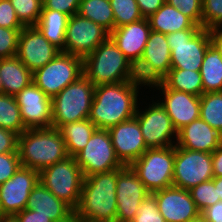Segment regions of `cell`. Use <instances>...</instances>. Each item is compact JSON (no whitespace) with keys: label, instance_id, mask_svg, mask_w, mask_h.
I'll return each mask as SVG.
<instances>
[{"label":"cell","instance_id":"cell-48","mask_svg":"<svg viewBox=\"0 0 222 222\" xmlns=\"http://www.w3.org/2000/svg\"><path fill=\"white\" fill-rule=\"evenodd\" d=\"M213 176L222 177V144L212 153Z\"/></svg>","mask_w":222,"mask_h":222},{"label":"cell","instance_id":"cell-29","mask_svg":"<svg viewBox=\"0 0 222 222\" xmlns=\"http://www.w3.org/2000/svg\"><path fill=\"white\" fill-rule=\"evenodd\" d=\"M96 129L89 119L62 125L59 131L66 144L68 155L74 157L80 152Z\"/></svg>","mask_w":222,"mask_h":222},{"label":"cell","instance_id":"cell-18","mask_svg":"<svg viewBox=\"0 0 222 222\" xmlns=\"http://www.w3.org/2000/svg\"><path fill=\"white\" fill-rule=\"evenodd\" d=\"M20 114L26 129L52 127V101L34 82L16 96Z\"/></svg>","mask_w":222,"mask_h":222},{"label":"cell","instance_id":"cell-8","mask_svg":"<svg viewBox=\"0 0 222 222\" xmlns=\"http://www.w3.org/2000/svg\"><path fill=\"white\" fill-rule=\"evenodd\" d=\"M175 145L148 148L130 166L150 193L173 186Z\"/></svg>","mask_w":222,"mask_h":222},{"label":"cell","instance_id":"cell-26","mask_svg":"<svg viewBox=\"0 0 222 222\" xmlns=\"http://www.w3.org/2000/svg\"><path fill=\"white\" fill-rule=\"evenodd\" d=\"M0 78L4 94L16 96L33 82V73L14 56L0 59Z\"/></svg>","mask_w":222,"mask_h":222},{"label":"cell","instance_id":"cell-37","mask_svg":"<svg viewBox=\"0 0 222 222\" xmlns=\"http://www.w3.org/2000/svg\"><path fill=\"white\" fill-rule=\"evenodd\" d=\"M222 26V0H202L201 27L214 30Z\"/></svg>","mask_w":222,"mask_h":222},{"label":"cell","instance_id":"cell-51","mask_svg":"<svg viewBox=\"0 0 222 222\" xmlns=\"http://www.w3.org/2000/svg\"><path fill=\"white\" fill-rule=\"evenodd\" d=\"M0 222H19V219L16 215H2Z\"/></svg>","mask_w":222,"mask_h":222},{"label":"cell","instance_id":"cell-49","mask_svg":"<svg viewBox=\"0 0 222 222\" xmlns=\"http://www.w3.org/2000/svg\"><path fill=\"white\" fill-rule=\"evenodd\" d=\"M212 43L219 49L222 55V26L212 30Z\"/></svg>","mask_w":222,"mask_h":222},{"label":"cell","instance_id":"cell-9","mask_svg":"<svg viewBox=\"0 0 222 222\" xmlns=\"http://www.w3.org/2000/svg\"><path fill=\"white\" fill-rule=\"evenodd\" d=\"M144 97H146V100L152 101L148 102L150 103L148 104L142 97V100H140L142 103H139L135 117L140 124L146 146L148 148H164L175 145L178 131L174 127L171 118L161 104L156 101L154 93L151 99H149V96L146 94ZM143 103H145V105L148 104L145 106L146 108H142Z\"/></svg>","mask_w":222,"mask_h":222},{"label":"cell","instance_id":"cell-4","mask_svg":"<svg viewBox=\"0 0 222 222\" xmlns=\"http://www.w3.org/2000/svg\"><path fill=\"white\" fill-rule=\"evenodd\" d=\"M83 74L94 86L137 80L135 67L110 36L83 58Z\"/></svg>","mask_w":222,"mask_h":222},{"label":"cell","instance_id":"cell-24","mask_svg":"<svg viewBox=\"0 0 222 222\" xmlns=\"http://www.w3.org/2000/svg\"><path fill=\"white\" fill-rule=\"evenodd\" d=\"M25 209L36 211L53 222H74V210L52 194L40 181L32 189Z\"/></svg>","mask_w":222,"mask_h":222},{"label":"cell","instance_id":"cell-14","mask_svg":"<svg viewBox=\"0 0 222 222\" xmlns=\"http://www.w3.org/2000/svg\"><path fill=\"white\" fill-rule=\"evenodd\" d=\"M109 36L110 33L101 25L79 14L72 15L66 28L64 53L84 58Z\"/></svg>","mask_w":222,"mask_h":222},{"label":"cell","instance_id":"cell-32","mask_svg":"<svg viewBox=\"0 0 222 222\" xmlns=\"http://www.w3.org/2000/svg\"><path fill=\"white\" fill-rule=\"evenodd\" d=\"M0 128L11 130L18 135L26 130L15 96L0 94Z\"/></svg>","mask_w":222,"mask_h":222},{"label":"cell","instance_id":"cell-1","mask_svg":"<svg viewBox=\"0 0 222 222\" xmlns=\"http://www.w3.org/2000/svg\"><path fill=\"white\" fill-rule=\"evenodd\" d=\"M145 86V87H144ZM144 87V88H143ZM148 87L138 79L95 86L89 120L97 129L108 130L136 115L141 95ZM142 89V92L141 90ZM141 92V93H139ZM140 95V97H139ZM139 100V102H138Z\"/></svg>","mask_w":222,"mask_h":222},{"label":"cell","instance_id":"cell-30","mask_svg":"<svg viewBox=\"0 0 222 222\" xmlns=\"http://www.w3.org/2000/svg\"><path fill=\"white\" fill-rule=\"evenodd\" d=\"M166 88L190 93L196 96L203 94L200 71L170 69L160 81Z\"/></svg>","mask_w":222,"mask_h":222},{"label":"cell","instance_id":"cell-21","mask_svg":"<svg viewBox=\"0 0 222 222\" xmlns=\"http://www.w3.org/2000/svg\"><path fill=\"white\" fill-rule=\"evenodd\" d=\"M152 194L166 222H190L201 214L189 190L171 186Z\"/></svg>","mask_w":222,"mask_h":222},{"label":"cell","instance_id":"cell-36","mask_svg":"<svg viewBox=\"0 0 222 222\" xmlns=\"http://www.w3.org/2000/svg\"><path fill=\"white\" fill-rule=\"evenodd\" d=\"M189 192L200 212L220 201L213 179L192 187Z\"/></svg>","mask_w":222,"mask_h":222},{"label":"cell","instance_id":"cell-16","mask_svg":"<svg viewBox=\"0 0 222 222\" xmlns=\"http://www.w3.org/2000/svg\"><path fill=\"white\" fill-rule=\"evenodd\" d=\"M116 222H131L142 201L150 194L131 166L119 168L116 183Z\"/></svg>","mask_w":222,"mask_h":222},{"label":"cell","instance_id":"cell-39","mask_svg":"<svg viewBox=\"0 0 222 222\" xmlns=\"http://www.w3.org/2000/svg\"><path fill=\"white\" fill-rule=\"evenodd\" d=\"M21 30L0 27V59L16 56Z\"/></svg>","mask_w":222,"mask_h":222},{"label":"cell","instance_id":"cell-33","mask_svg":"<svg viewBox=\"0 0 222 222\" xmlns=\"http://www.w3.org/2000/svg\"><path fill=\"white\" fill-rule=\"evenodd\" d=\"M200 118L222 134V91L200 96Z\"/></svg>","mask_w":222,"mask_h":222},{"label":"cell","instance_id":"cell-46","mask_svg":"<svg viewBox=\"0 0 222 222\" xmlns=\"http://www.w3.org/2000/svg\"><path fill=\"white\" fill-rule=\"evenodd\" d=\"M201 215L208 222H222V201L220 200L214 205L207 207L201 212Z\"/></svg>","mask_w":222,"mask_h":222},{"label":"cell","instance_id":"cell-7","mask_svg":"<svg viewBox=\"0 0 222 222\" xmlns=\"http://www.w3.org/2000/svg\"><path fill=\"white\" fill-rule=\"evenodd\" d=\"M83 180V172L72 156L39 172V181L73 210L79 204Z\"/></svg>","mask_w":222,"mask_h":222},{"label":"cell","instance_id":"cell-19","mask_svg":"<svg viewBox=\"0 0 222 222\" xmlns=\"http://www.w3.org/2000/svg\"><path fill=\"white\" fill-rule=\"evenodd\" d=\"M60 52L36 26H25L21 30L16 57L32 73L49 63Z\"/></svg>","mask_w":222,"mask_h":222},{"label":"cell","instance_id":"cell-10","mask_svg":"<svg viewBox=\"0 0 222 222\" xmlns=\"http://www.w3.org/2000/svg\"><path fill=\"white\" fill-rule=\"evenodd\" d=\"M83 75V58L60 52L33 72V82L50 98Z\"/></svg>","mask_w":222,"mask_h":222},{"label":"cell","instance_id":"cell-3","mask_svg":"<svg viewBox=\"0 0 222 222\" xmlns=\"http://www.w3.org/2000/svg\"><path fill=\"white\" fill-rule=\"evenodd\" d=\"M17 151L21 166L38 172L69 156L59 129L53 127L26 129L18 135Z\"/></svg>","mask_w":222,"mask_h":222},{"label":"cell","instance_id":"cell-45","mask_svg":"<svg viewBox=\"0 0 222 222\" xmlns=\"http://www.w3.org/2000/svg\"><path fill=\"white\" fill-rule=\"evenodd\" d=\"M143 18H148L154 14L166 0H136Z\"/></svg>","mask_w":222,"mask_h":222},{"label":"cell","instance_id":"cell-40","mask_svg":"<svg viewBox=\"0 0 222 222\" xmlns=\"http://www.w3.org/2000/svg\"><path fill=\"white\" fill-rule=\"evenodd\" d=\"M166 3L179 9L196 25L201 27L202 0H166Z\"/></svg>","mask_w":222,"mask_h":222},{"label":"cell","instance_id":"cell-22","mask_svg":"<svg viewBox=\"0 0 222 222\" xmlns=\"http://www.w3.org/2000/svg\"><path fill=\"white\" fill-rule=\"evenodd\" d=\"M151 28L147 18L115 28L110 37L135 67L144 52Z\"/></svg>","mask_w":222,"mask_h":222},{"label":"cell","instance_id":"cell-20","mask_svg":"<svg viewBox=\"0 0 222 222\" xmlns=\"http://www.w3.org/2000/svg\"><path fill=\"white\" fill-rule=\"evenodd\" d=\"M108 132L116 156L124 166H130L148 149L135 116L109 128Z\"/></svg>","mask_w":222,"mask_h":222},{"label":"cell","instance_id":"cell-54","mask_svg":"<svg viewBox=\"0 0 222 222\" xmlns=\"http://www.w3.org/2000/svg\"><path fill=\"white\" fill-rule=\"evenodd\" d=\"M3 215V212H2V210H1V207H0V217Z\"/></svg>","mask_w":222,"mask_h":222},{"label":"cell","instance_id":"cell-47","mask_svg":"<svg viewBox=\"0 0 222 222\" xmlns=\"http://www.w3.org/2000/svg\"><path fill=\"white\" fill-rule=\"evenodd\" d=\"M17 218L19 219V222H53L52 219L37 215L36 211L24 209L16 214Z\"/></svg>","mask_w":222,"mask_h":222},{"label":"cell","instance_id":"cell-53","mask_svg":"<svg viewBox=\"0 0 222 222\" xmlns=\"http://www.w3.org/2000/svg\"><path fill=\"white\" fill-rule=\"evenodd\" d=\"M0 94H4V88H3L1 78H0Z\"/></svg>","mask_w":222,"mask_h":222},{"label":"cell","instance_id":"cell-41","mask_svg":"<svg viewBox=\"0 0 222 222\" xmlns=\"http://www.w3.org/2000/svg\"><path fill=\"white\" fill-rule=\"evenodd\" d=\"M20 166L18 153L0 154V185L9 180Z\"/></svg>","mask_w":222,"mask_h":222},{"label":"cell","instance_id":"cell-12","mask_svg":"<svg viewBox=\"0 0 222 222\" xmlns=\"http://www.w3.org/2000/svg\"><path fill=\"white\" fill-rule=\"evenodd\" d=\"M213 177L212 153L188 150L175 145L173 186L190 190Z\"/></svg>","mask_w":222,"mask_h":222},{"label":"cell","instance_id":"cell-17","mask_svg":"<svg viewBox=\"0 0 222 222\" xmlns=\"http://www.w3.org/2000/svg\"><path fill=\"white\" fill-rule=\"evenodd\" d=\"M38 182V171L20 166L9 180L0 185V207L3 215H16L24 210L29 195Z\"/></svg>","mask_w":222,"mask_h":222},{"label":"cell","instance_id":"cell-35","mask_svg":"<svg viewBox=\"0 0 222 222\" xmlns=\"http://www.w3.org/2000/svg\"><path fill=\"white\" fill-rule=\"evenodd\" d=\"M17 18L24 26H35L41 16L43 0H10Z\"/></svg>","mask_w":222,"mask_h":222},{"label":"cell","instance_id":"cell-11","mask_svg":"<svg viewBox=\"0 0 222 222\" xmlns=\"http://www.w3.org/2000/svg\"><path fill=\"white\" fill-rule=\"evenodd\" d=\"M74 158L84 177L124 166L116 156L108 130L104 129H96L86 146Z\"/></svg>","mask_w":222,"mask_h":222},{"label":"cell","instance_id":"cell-23","mask_svg":"<svg viewBox=\"0 0 222 222\" xmlns=\"http://www.w3.org/2000/svg\"><path fill=\"white\" fill-rule=\"evenodd\" d=\"M222 144V134L198 118L178 130L176 146L193 151L213 153Z\"/></svg>","mask_w":222,"mask_h":222},{"label":"cell","instance_id":"cell-13","mask_svg":"<svg viewBox=\"0 0 222 222\" xmlns=\"http://www.w3.org/2000/svg\"><path fill=\"white\" fill-rule=\"evenodd\" d=\"M171 69V50L166 34L151 30L143 55L135 66L137 79L149 87Z\"/></svg>","mask_w":222,"mask_h":222},{"label":"cell","instance_id":"cell-38","mask_svg":"<svg viewBox=\"0 0 222 222\" xmlns=\"http://www.w3.org/2000/svg\"><path fill=\"white\" fill-rule=\"evenodd\" d=\"M131 222H166L157 207L155 196L150 193L140 205Z\"/></svg>","mask_w":222,"mask_h":222},{"label":"cell","instance_id":"cell-50","mask_svg":"<svg viewBox=\"0 0 222 222\" xmlns=\"http://www.w3.org/2000/svg\"><path fill=\"white\" fill-rule=\"evenodd\" d=\"M212 179L214 181L215 188H217L218 196L222 201V177H213Z\"/></svg>","mask_w":222,"mask_h":222},{"label":"cell","instance_id":"cell-25","mask_svg":"<svg viewBox=\"0 0 222 222\" xmlns=\"http://www.w3.org/2000/svg\"><path fill=\"white\" fill-rule=\"evenodd\" d=\"M151 30L162 34H171L184 29H201L179 9L166 2L148 18Z\"/></svg>","mask_w":222,"mask_h":222},{"label":"cell","instance_id":"cell-43","mask_svg":"<svg viewBox=\"0 0 222 222\" xmlns=\"http://www.w3.org/2000/svg\"><path fill=\"white\" fill-rule=\"evenodd\" d=\"M81 0H43V9L56 10L71 17L78 14Z\"/></svg>","mask_w":222,"mask_h":222},{"label":"cell","instance_id":"cell-34","mask_svg":"<svg viewBox=\"0 0 222 222\" xmlns=\"http://www.w3.org/2000/svg\"><path fill=\"white\" fill-rule=\"evenodd\" d=\"M114 12L115 28L141 20L136 0H109Z\"/></svg>","mask_w":222,"mask_h":222},{"label":"cell","instance_id":"cell-31","mask_svg":"<svg viewBox=\"0 0 222 222\" xmlns=\"http://www.w3.org/2000/svg\"><path fill=\"white\" fill-rule=\"evenodd\" d=\"M78 14L101 25L109 33L115 29L114 12L109 0H81Z\"/></svg>","mask_w":222,"mask_h":222},{"label":"cell","instance_id":"cell-5","mask_svg":"<svg viewBox=\"0 0 222 222\" xmlns=\"http://www.w3.org/2000/svg\"><path fill=\"white\" fill-rule=\"evenodd\" d=\"M94 84L83 74L51 98L52 127L89 118L94 96Z\"/></svg>","mask_w":222,"mask_h":222},{"label":"cell","instance_id":"cell-42","mask_svg":"<svg viewBox=\"0 0 222 222\" xmlns=\"http://www.w3.org/2000/svg\"><path fill=\"white\" fill-rule=\"evenodd\" d=\"M0 27L23 29L25 26L17 18L10 0H0Z\"/></svg>","mask_w":222,"mask_h":222},{"label":"cell","instance_id":"cell-44","mask_svg":"<svg viewBox=\"0 0 222 222\" xmlns=\"http://www.w3.org/2000/svg\"><path fill=\"white\" fill-rule=\"evenodd\" d=\"M18 134L8 130L0 128V154L4 153H18Z\"/></svg>","mask_w":222,"mask_h":222},{"label":"cell","instance_id":"cell-27","mask_svg":"<svg viewBox=\"0 0 222 222\" xmlns=\"http://www.w3.org/2000/svg\"><path fill=\"white\" fill-rule=\"evenodd\" d=\"M69 16L56 10L42 9L35 25L43 36L64 53L65 35Z\"/></svg>","mask_w":222,"mask_h":222},{"label":"cell","instance_id":"cell-52","mask_svg":"<svg viewBox=\"0 0 222 222\" xmlns=\"http://www.w3.org/2000/svg\"><path fill=\"white\" fill-rule=\"evenodd\" d=\"M190 222H208L201 214Z\"/></svg>","mask_w":222,"mask_h":222},{"label":"cell","instance_id":"cell-6","mask_svg":"<svg viewBox=\"0 0 222 222\" xmlns=\"http://www.w3.org/2000/svg\"><path fill=\"white\" fill-rule=\"evenodd\" d=\"M171 50V69L200 71L202 62L212 43L210 29H184L166 34Z\"/></svg>","mask_w":222,"mask_h":222},{"label":"cell","instance_id":"cell-2","mask_svg":"<svg viewBox=\"0 0 222 222\" xmlns=\"http://www.w3.org/2000/svg\"><path fill=\"white\" fill-rule=\"evenodd\" d=\"M119 169L84 177L75 222H116V183Z\"/></svg>","mask_w":222,"mask_h":222},{"label":"cell","instance_id":"cell-15","mask_svg":"<svg viewBox=\"0 0 222 222\" xmlns=\"http://www.w3.org/2000/svg\"><path fill=\"white\" fill-rule=\"evenodd\" d=\"M150 91H158L155 98L171 118L176 130L200 118V96L166 88L160 81L151 84ZM156 89V90H155Z\"/></svg>","mask_w":222,"mask_h":222},{"label":"cell","instance_id":"cell-28","mask_svg":"<svg viewBox=\"0 0 222 222\" xmlns=\"http://www.w3.org/2000/svg\"><path fill=\"white\" fill-rule=\"evenodd\" d=\"M200 73L203 94L222 91V55L213 43L206 50Z\"/></svg>","mask_w":222,"mask_h":222}]
</instances>
